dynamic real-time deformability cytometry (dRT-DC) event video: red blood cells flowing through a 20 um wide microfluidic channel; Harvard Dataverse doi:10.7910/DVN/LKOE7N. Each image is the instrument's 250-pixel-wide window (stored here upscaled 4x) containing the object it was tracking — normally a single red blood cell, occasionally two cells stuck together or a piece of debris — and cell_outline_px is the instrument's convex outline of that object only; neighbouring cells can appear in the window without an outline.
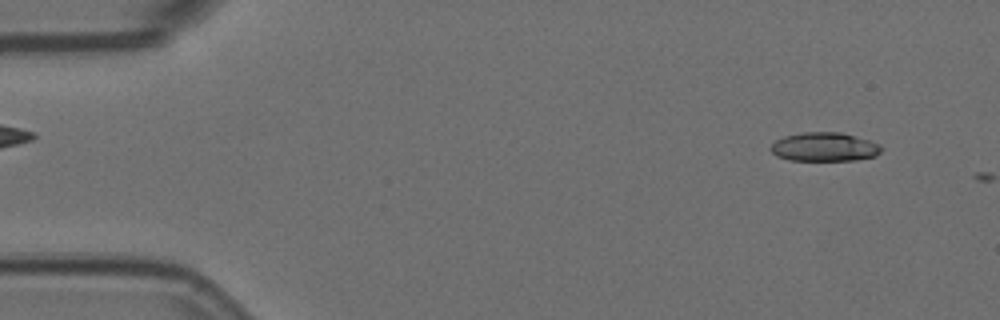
{"species": "Egyptian fruit bat (a non-hibernating species)", "species_latin": "Rousettus aegyptiacus", "temperature_condition": "room temperature", "stored_images_in_passage": 3, "camera_frame_rate_fps": 3000, "um_per_image_px": 0.085, "animal": {"sex": "female"}, "frame": {"image": 1, "passage_image": 2, "time_ms": 0.333, "image_size_px": [1000, 320], "cell_outline_px": [[884, 148], [876, 156], [856, 160], [788, 160], [776, 156], [768, 148], [776, 140], [784, 136], [804, 132], [840, 132], [868, 140], [880, 144]], "centroid_in_image_um": [70.07, 12.49], "position_along_channel_um": 14.9, "area_um2": 18.67}}